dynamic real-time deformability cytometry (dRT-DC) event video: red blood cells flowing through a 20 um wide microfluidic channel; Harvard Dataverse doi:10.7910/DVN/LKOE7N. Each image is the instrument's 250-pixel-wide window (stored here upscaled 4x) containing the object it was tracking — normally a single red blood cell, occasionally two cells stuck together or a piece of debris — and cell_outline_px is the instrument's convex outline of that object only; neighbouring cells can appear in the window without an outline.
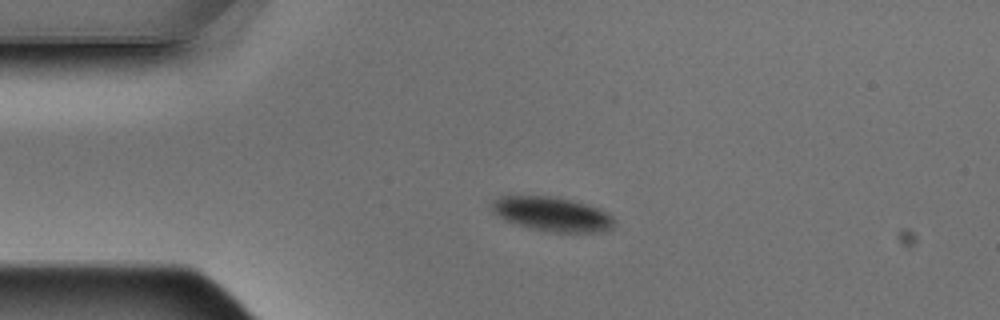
{"species": "Egyptian fruit bat (a non-hibernating species)", "species_latin": "Rousettus aegyptiacus", "temperature_condition": "warm", "stored_images_in_passage": 3, "camera_frame_rate_fps": 3000, "um_per_image_px": 0.085, "animal": {"sex": "male"}, "frame": {"image": 1, "passage_image": 2, "time_ms": 0.333, "image_size_px": [1000, 320], "cell_outline_px": [[616, 220], [612, 228], [604, 232], [548, 232], [528, 228], [504, 220], [492, 212], [488, 204], [492, 200], [500, 196], [552, 196], [584, 204], [596, 208], [612, 216]], "centroid_in_image_um": [46.86, 18.21], "position_along_channel_um": 38.1, "area_um2": 24.62}}